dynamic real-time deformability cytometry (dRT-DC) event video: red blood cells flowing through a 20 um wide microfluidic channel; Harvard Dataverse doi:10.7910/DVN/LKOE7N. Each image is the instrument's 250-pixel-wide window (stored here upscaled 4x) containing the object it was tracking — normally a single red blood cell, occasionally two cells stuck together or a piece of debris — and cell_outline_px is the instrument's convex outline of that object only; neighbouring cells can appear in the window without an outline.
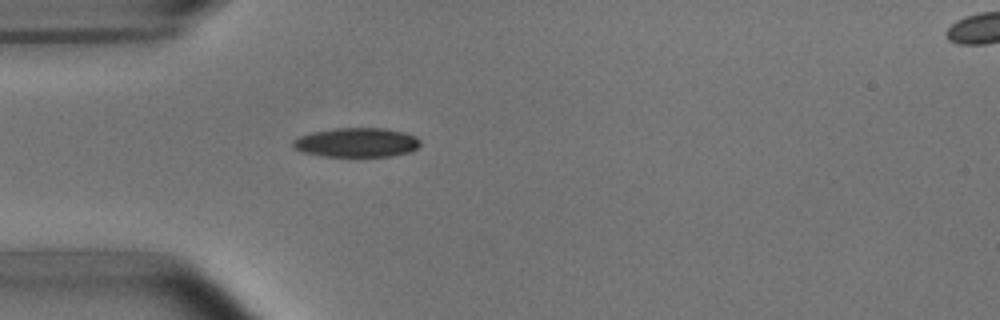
{"species": "common noctule bat (a hibernating species)", "species_latin": "Nyctalus noctula", "temperature_condition": "room temperature", "stored_images_in_passage": 4, "camera_frame_rate_fps": 3000, "um_per_image_px": 0.085, "animal": {"sex": "male", "body_mass_g": 15.6}, "frame": {"image": 1, "passage_image": 3, "time_ms": 3.333, "image_size_px": [1000, 320], "cell_outline_px": [[420, 144], [416, 148], [408, 152], [392, 156], [320, 156], [304, 152], [296, 148], [292, 144], [292, 140], [300, 136], [312, 132], [336, 128], [384, 128], [404, 132], [416, 136], [420, 140]], "centroid_in_image_um": [30.32, 12.1], "position_along_channel_um": 54.7, "area_um2": 21.62}}